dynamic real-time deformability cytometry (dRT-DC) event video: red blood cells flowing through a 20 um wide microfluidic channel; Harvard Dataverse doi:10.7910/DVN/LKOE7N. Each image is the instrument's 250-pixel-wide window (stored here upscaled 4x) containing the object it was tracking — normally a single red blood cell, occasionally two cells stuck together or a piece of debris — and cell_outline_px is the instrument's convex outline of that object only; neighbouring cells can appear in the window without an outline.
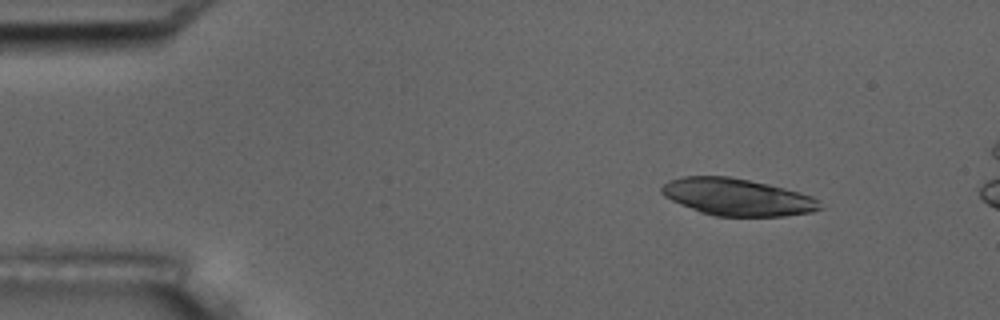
{"species": "common noctule bat (a hibernating species)", "species_latin": "Nyctalus noctula", "temperature_condition": "room temperature", "stored_images_in_passage": 4, "camera_frame_rate_fps": 3000, "um_per_image_px": 0.085, "animal": {"sex": "male", "body_mass_g": 17.5, "forearm_length_mm": 52.3}, "frame": {"image": 1, "passage_image": 1, "time_ms": 0.0, "image_size_px": [1000, 320], "cell_outline_px": [[824, 208], [812, 212], [784, 216], [716, 216], [700, 212], [680, 204], [664, 196], [660, 192], [660, 188], [668, 180], [684, 176], [728, 176], [768, 184], [800, 192], [812, 196], [820, 200]], "centroid_in_image_um": [62.69, 16.75], "position_along_channel_um": 22.3, "area_um2": 34.33}}